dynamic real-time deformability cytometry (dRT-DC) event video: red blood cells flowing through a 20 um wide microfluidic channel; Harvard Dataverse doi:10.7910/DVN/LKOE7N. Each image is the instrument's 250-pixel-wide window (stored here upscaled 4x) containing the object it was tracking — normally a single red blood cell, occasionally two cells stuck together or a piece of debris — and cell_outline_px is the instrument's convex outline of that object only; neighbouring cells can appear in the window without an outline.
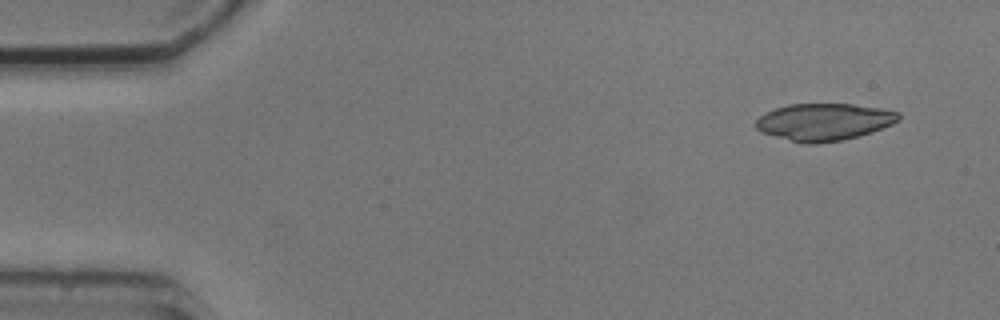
{"species": "common noctule bat (a hibernating species)", "species_latin": "Nyctalus noctula", "temperature_condition": "cold", "stored_images_in_passage": 5, "camera_frame_rate_fps": 3000, "um_per_image_px": 0.085, "animal": {"sex": "male", "body_mass_g": 20.5, "forearm_length_mm": 52.5}, "frame": {"image": 1, "passage_image": 1, "time_ms": 0.0, "image_size_px": [1000, 320], "cell_outline_px": [[900, 120], [892, 124], [872, 132], [840, 140], [816, 144], [800, 144], [760, 132], [756, 128], [756, 120], [760, 116], [776, 108], [788, 104], [852, 104], [880, 108], [900, 112]], "centroid_in_image_um": [70.03, 10.37], "position_along_channel_um": 15.0, "area_um2": 30.92}}